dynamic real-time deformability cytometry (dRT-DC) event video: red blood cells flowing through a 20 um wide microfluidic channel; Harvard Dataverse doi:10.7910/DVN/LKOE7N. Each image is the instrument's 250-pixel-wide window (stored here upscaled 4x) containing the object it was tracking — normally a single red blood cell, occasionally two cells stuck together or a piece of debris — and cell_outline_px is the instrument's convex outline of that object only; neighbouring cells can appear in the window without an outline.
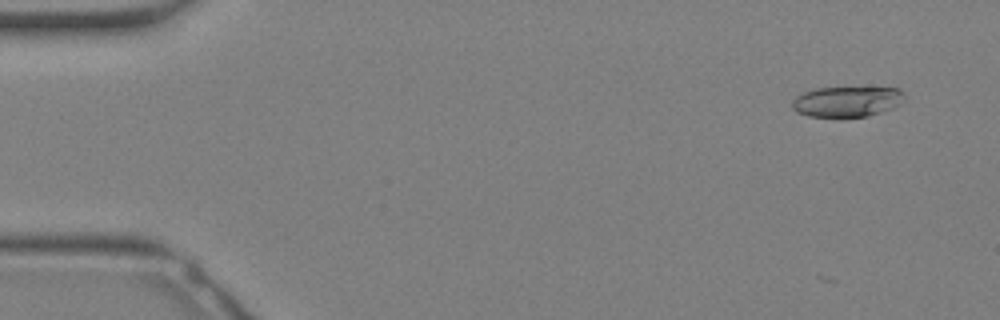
{"species": "Egyptian fruit bat (a non-hibernating species)", "species_latin": "Rousettus aegyptiacus", "temperature_condition": "warm", "stored_images_in_passage": 15, "camera_frame_rate_fps": 3000, "um_per_image_px": 0.085, "animal": {"sex": "female"}, "frame": {"image": 1, "passage_image": 3, "time_ms": 0.667, "image_size_px": [1000, 320], "cell_outline_px": [[904, 100], [900, 104], [892, 108], [868, 116], [808, 116], [796, 112], [792, 108], [792, 100], [796, 96], [804, 92], [816, 88], [900, 88], [904, 92]], "centroid_in_image_um": [71.99, 8.62], "position_along_channel_um": 13.0, "area_um2": 19.77}}
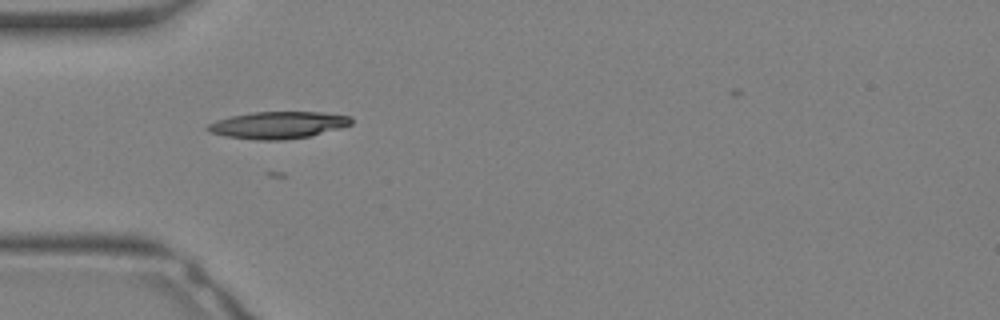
{"frame": {"image": 2, "passage_image": 11, "time_ms": 3.333, "image_size_px": [1000, 320], "cell_outline_px": [[352, 124], [340, 128], [312, 136], [284, 140], [256, 140], [224, 136], [208, 132], [204, 128], [208, 124], [216, 120], [232, 116], [252, 112], [320, 112], [352, 116]], "centroid_in_image_um": [23.62, 10.63], "position_along_channel_um": 61.4, "area_um2": 22.83}}
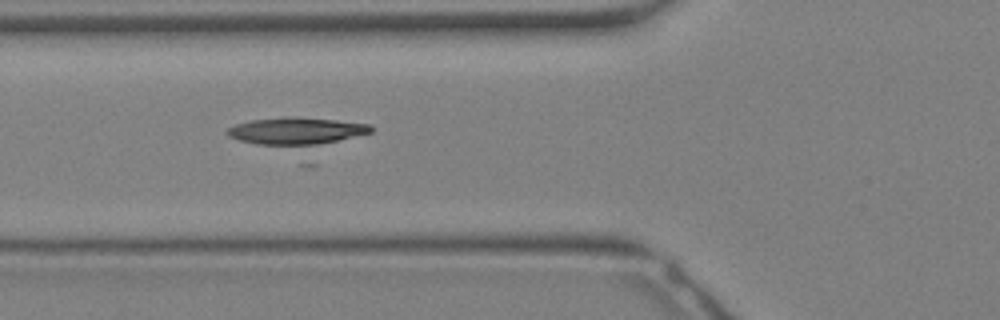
{"frame": {"image": 3, "passage_image": 13, "time_ms": 4.0, "image_size_px": [1000, 320], "cell_outline_px": [[372, 132], [316, 164], [300, 164], [228, 136], [224, 132], [228, 128], [236, 124], [252, 120], [288, 116], [336, 120], [372, 124]], "centroid_in_image_um": [25.48, 11.61], "position_along_channel_um": 100.3, "area_um2": 32.25}}